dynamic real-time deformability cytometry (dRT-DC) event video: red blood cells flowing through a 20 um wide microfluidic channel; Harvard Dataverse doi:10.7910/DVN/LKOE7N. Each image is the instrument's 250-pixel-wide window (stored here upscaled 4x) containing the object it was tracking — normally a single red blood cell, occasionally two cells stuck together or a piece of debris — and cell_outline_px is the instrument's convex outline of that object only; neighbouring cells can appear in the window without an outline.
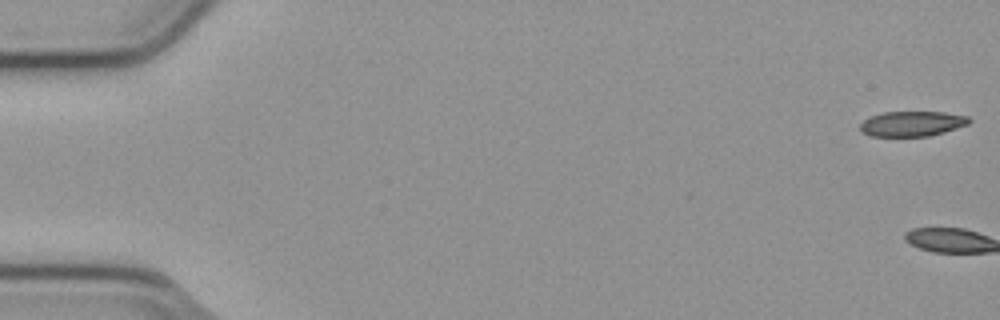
{"species": "common noctule bat (a hibernating species)", "species_latin": "Nyctalus noctula", "temperature_condition": "cold", "stored_images_in_passage": 3, "camera_frame_rate_fps": 3000, "um_per_image_px": 0.085, "animal": {"sex": "male", "body_mass_g": 23.1, "forearm_length_mm": 52.7}, "frame": {"image": 1, "passage_image": 1, "time_ms": 0.0, "image_size_px": [1000, 320], "cell_outline_px": [[972, 120], [968, 124], [944, 132], [928, 136], [868, 136], [860, 132], [860, 124], [864, 120], [872, 116], [884, 112], [944, 112], [968, 116]], "centroid_in_image_um": [77.52, 10.52], "position_along_channel_um": 7.5, "area_um2": 15.95}}